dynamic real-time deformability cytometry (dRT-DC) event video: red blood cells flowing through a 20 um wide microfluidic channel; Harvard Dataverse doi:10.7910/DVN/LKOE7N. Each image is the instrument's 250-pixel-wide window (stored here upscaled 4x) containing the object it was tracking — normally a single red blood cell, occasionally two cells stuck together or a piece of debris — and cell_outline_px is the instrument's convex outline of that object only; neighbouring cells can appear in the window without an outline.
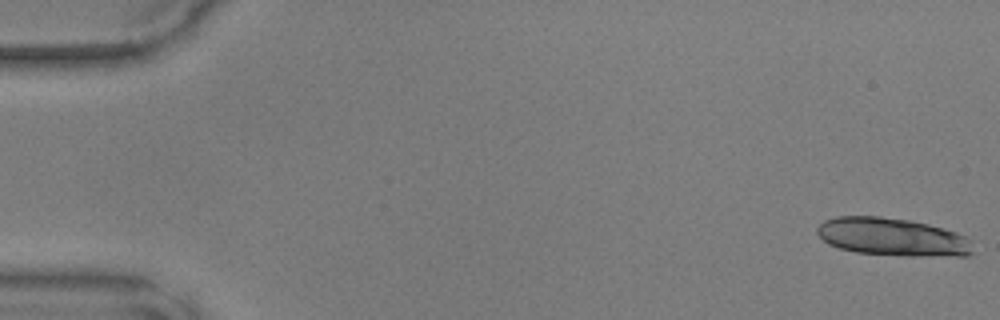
{"species": "common noctule bat (a hibernating species)", "species_latin": "Nyctalus noctula", "temperature_condition": "warm", "stored_images_in_passage": 44, "camera_frame_rate_fps": 3000, "um_per_image_px": 0.085, "animal": {"sex": "male", "body_mass_g": 17.9, "forearm_length_mm": 54.2}, "frame": {"image": 1, "passage_image": 1, "time_ms": 0.0, "image_size_px": [1000, 320], "cell_outline_px": [[972, 252], [968, 256], [904, 256], [856, 252], [840, 248], [828, 244], [816, 232], [816, 228], [824, 220], [836, 216], [880, 216], [908, 220], [928, 224], [956, 232], [964, 236], [968, 240]], "centroid_in_image_um": [75.82, 20.14], "position_along_channel_um": 9.2, "area_um2": 34.33}}
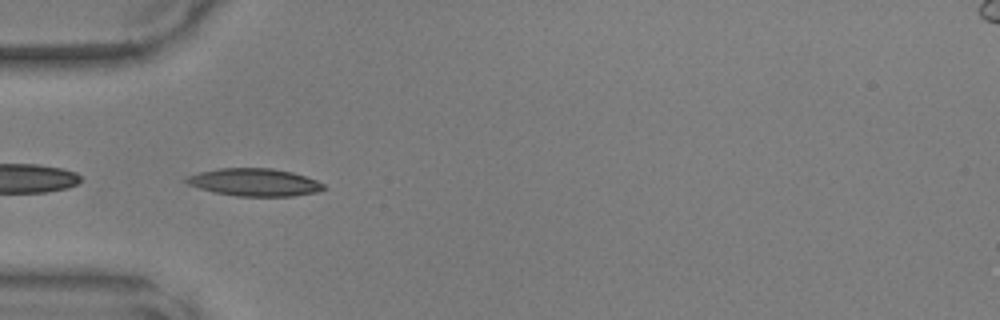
{"frame": {"image": 2, "passage_image": 16, "time_ms": 5.0, "image_size_px": [1000, 320], "cell_outline_px": [[328, 188], [316, 192], [292, 196], [236, 196], [212, 192], [188, 184], [184, 180], [188, 176], [200, 172], [220, 168], [272, 168], [292, 172], [316, 180], [324, 184]], "centroid_in_image_um": [21.64, 15.5], "position_along_channel_um": 63.4, "area_um2": 22.02}}
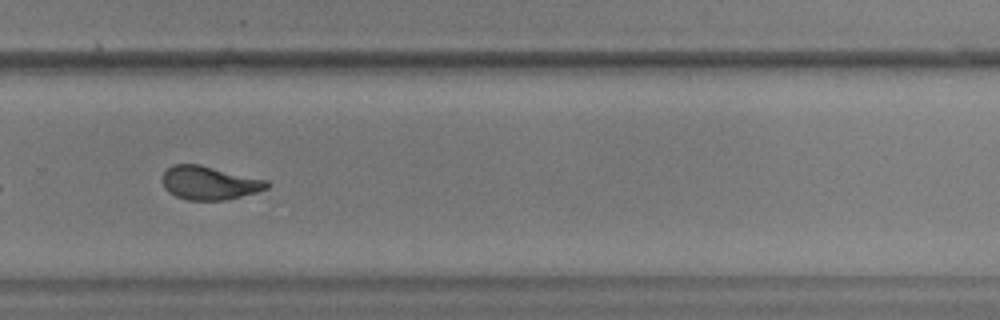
{"frame": {"image": 3, "passage_image": 34, "time_ms": 11.0, "image_size_px": [1000, 320], "cell_outline_px": [[272, 184], [268, 188], [256, 192], [228, 200], [188, 200], [176, 196], [168, 192], [164, 188], [160, 180], [164, 172], [172, 164], [200, 164], [268, 180]], "centroid_in_image_um": [17.79, 15.54], "position_along_channel_um": 312.0, "area_um2": 20.75}}